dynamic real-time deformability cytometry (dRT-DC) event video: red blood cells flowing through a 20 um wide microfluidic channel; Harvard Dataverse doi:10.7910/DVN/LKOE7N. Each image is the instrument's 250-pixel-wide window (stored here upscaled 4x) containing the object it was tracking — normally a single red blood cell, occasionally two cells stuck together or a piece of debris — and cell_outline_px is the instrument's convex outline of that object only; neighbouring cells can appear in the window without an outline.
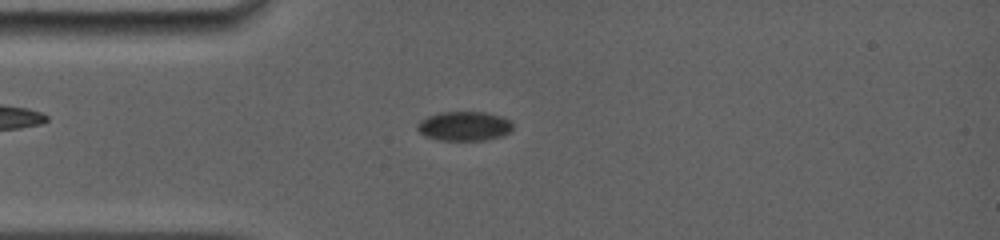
{"species": "common noctule bat (a hibernating species)", "species_latin": "Nyctalus noctula", "temperature_condition": "room temperature", "stored_images_in_passage": 15, "camera_frame_rate_fps": 5000, "um_per_image_px": 0.085, "animal": {"sex": "female", "body_mass_g": 19.0, "forearm_length_mm": 56.7}, "frame": {"image": 1, "passage_image": 6, "time_ms": 3.8, "image_size_px": [1000, 240], "cell_outline_px": [[512, 128], [504, 136], [484, 140], [440, 140], [424, 136], [416, 128], [416, 124], [420, 120], [428, 116], [440, 112], [484, 112], [500, 116], [508, 120], [512, 124]], "centroid_in_image_um": [39.42, 10.72], "position_along_channel_um": 45.6, "area_um2": 16.3}}
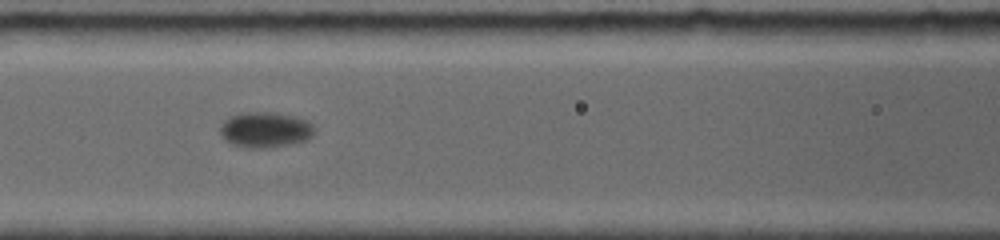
{"frame": {"image": 2, "passage_image": 11, "time_ms": 6.8, "image_size_px": [1000, 240], "cell_outline_px": [[316, 132], [308, 140], [292, 144], [264, 148], [252, 148], [232, 144], [220, 132], [220, 124], [228, 116], [240, 112], [276, 112], [296, 116], [308, 120], [316, 128]], "centroid_in_image_um": [22.6, 11.0], "position_along_channel_um": 144.0, "area_um2": 19.88}}
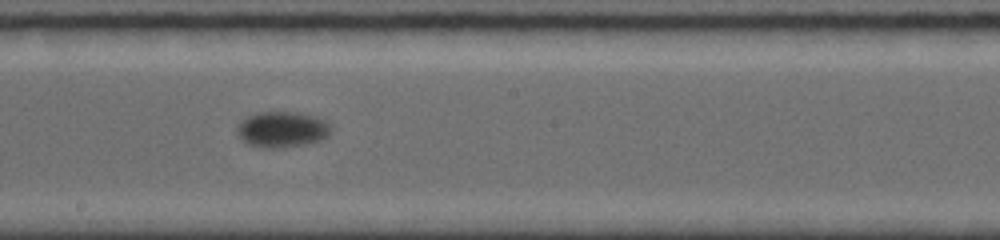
{"frame": {"image": 3, "passage_image": 14, "time_ms": 9.0, "image_size_px": [1000, 240], "cell_outline_px": [[332, 132], [328, 136], [320, 140], [304, 144], [276, 148], [264, 148], [248, 144], [240, 140], [236, 132], [236, 128], [248, 116], [256, 112], [292, 112], [316, 116], [332, 124]], "centroid_in_image_um": [23.99, 11.0], "position_along_channel_um": 224.2, "area_um2": 19.71}}